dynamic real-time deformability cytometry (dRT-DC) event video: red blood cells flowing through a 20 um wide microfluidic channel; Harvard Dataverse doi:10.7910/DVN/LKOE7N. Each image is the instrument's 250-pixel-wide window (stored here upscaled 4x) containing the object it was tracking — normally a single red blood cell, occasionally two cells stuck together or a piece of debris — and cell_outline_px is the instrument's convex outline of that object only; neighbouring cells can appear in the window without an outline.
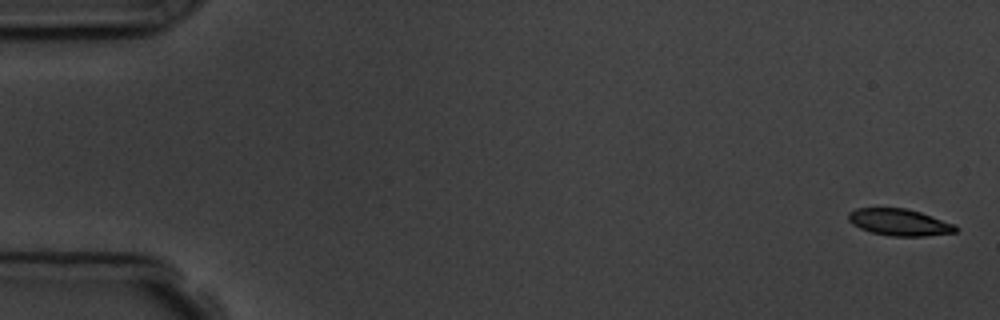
{"species": "common noctule bat (a hibernating species)", "species_latin": "Nyctalus noctula", "temperature_condition": "room temperature", "stored_images_in_passage": 6, "camera_frame_rate_fps": 3000, "um_per_image_px": 0.085, "animal": {"sex": "male", "body_mass_g": 19.5, "forearm_length_mm": 54.6}, "frame": {"image": 1, "passage_image": 1, "time_ms": 0.0, "image_size_px": [1000, 320], "cell_outline_px": [[960, 228], [956, 232], [924, 236], [892, 236], [872, 232], [860, 228], [852, 224], [848, 220], [848, 212], [856, 208], [904, 208], [920, 212], [956, 224]], "centroid_in_image_um": [76.47, 18.89], "position_along_channel_um": 8.5, "area_um2": 16.76}}